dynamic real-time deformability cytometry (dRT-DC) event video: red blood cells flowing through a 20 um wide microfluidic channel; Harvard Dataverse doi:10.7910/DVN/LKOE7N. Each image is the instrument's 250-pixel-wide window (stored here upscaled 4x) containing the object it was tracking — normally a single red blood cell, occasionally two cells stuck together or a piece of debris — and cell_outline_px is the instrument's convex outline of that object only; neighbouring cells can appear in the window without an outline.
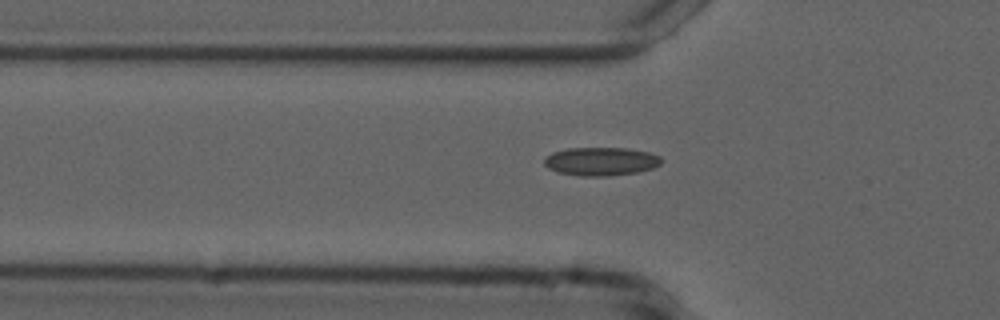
{"species": "common noctule bat (a hibernating species)", "species_latin": "Nyctalus noctula", "temperature_condition": "cold", "stored_images_in_passage": 42, "camera_frame_rate_fps": 3000, "um_per_image_px": 0.085, "animal": {"sex": "male", "forearm_length_mm": 52.5}, "frame": {"image": 1, "passage_image": 5, "time_ms": 1.333, "image_size_px": [1000, 320], "cell_outline_px": [[660, 164], [652, 168], [636, 172], [608, 176], [580, 176], [560, 172], [548, 168], [544, 164], [544, 156], [552, 152], [568, 148], [628, 148], [648, 152], [660, 156]], "centroid_in_image_um": [51.04, 13.71], "position_along_channel_um": 74.8, "area_um2": 19.31}}
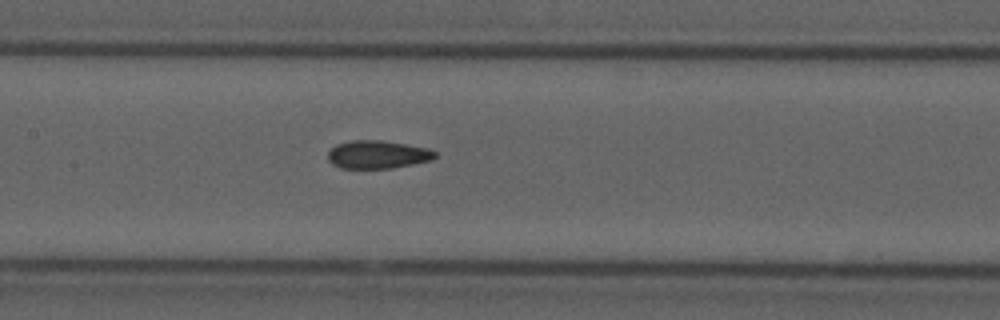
{"frame": {"image": 2, "passage_image": 13, "time_ms": 4.0, "image_size_px": [1000, 320], "cell_outline_px": [[436, 156], [432, 160], [392, 168], [340, 168], [332, 164], [328, 160], [328, 152], [336, 144], [352, 140], [380, 140], [428, 148], [436, 152]], "centroid_in_image_um": [32.08, 13.14], "position_along_channel_um": 175.3, "area_um2": 17.46}}
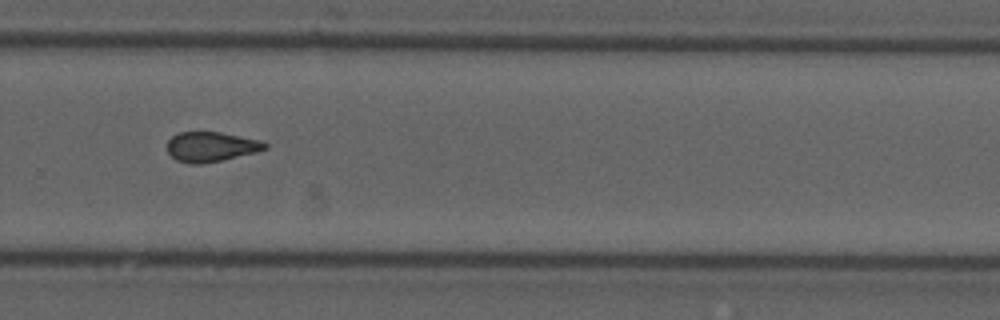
{"frame": {"image": 3, "passage_image": 24, "time_ms": 7.667, "image_size_px": [1000, 320], "cell_outline_px": [[268, 148], [256, 152], [220, 160], [200, 164], [188, 164], [176, 160], [168, 152], [168, 140], [172, 136], [180, 132], [220, 132], [260, 140], [268, 144]], "centroid_in_image_um": [17.93, 12.47], "position_along_channel_um": 311.9, "area_um2": 16.88}}